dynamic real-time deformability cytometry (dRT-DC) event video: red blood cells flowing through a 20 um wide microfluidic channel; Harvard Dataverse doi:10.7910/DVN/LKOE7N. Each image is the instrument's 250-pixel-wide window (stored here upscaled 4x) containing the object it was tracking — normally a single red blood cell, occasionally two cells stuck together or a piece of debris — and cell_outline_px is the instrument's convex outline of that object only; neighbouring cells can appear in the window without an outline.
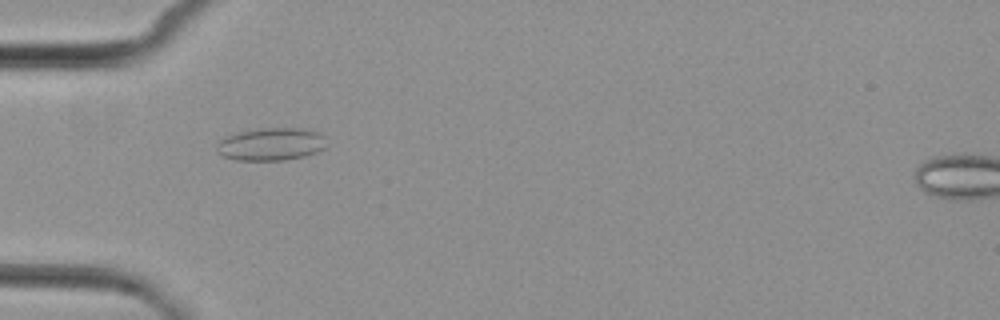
{"species": "common noctule bat (a hibernating species)", "species_latin": "Nyctalus noctula", "temperature_condition": "cold", "stored_images_in_passage": 7, "camera_frame_rate_fps": 3000, "um_per_image_px": 0.085, "animal": {"sex": "female", "body_mass_g": 29.2, "forearm_length_mm": 56.3}, "frame": {"image": 1, "passage_image": 6, "time_ms": 6.0, "image_size_px": [1000, 320], "cell_outline_px": [[324, 148], [316, 152], [304, 156], [284, 160], [236, 160], [224, 156], [216, 152], [216, 144], [224, 136], [240, 132], [260, 128], [304, 128], [320, 132], [324, 136]], "centroid_in_image_um": [23.01, 12.25], "position_along_channel_um": 62.0, "area_um2": 20.98}}